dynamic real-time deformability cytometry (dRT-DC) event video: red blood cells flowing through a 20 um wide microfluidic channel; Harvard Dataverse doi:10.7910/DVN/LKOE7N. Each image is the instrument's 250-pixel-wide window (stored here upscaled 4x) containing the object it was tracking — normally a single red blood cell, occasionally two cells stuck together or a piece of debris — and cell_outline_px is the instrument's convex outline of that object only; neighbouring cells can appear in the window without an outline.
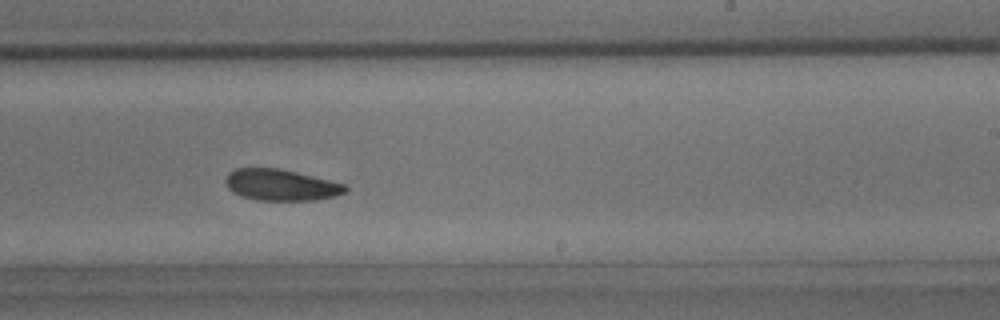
{"species": "common noctule bat (a hibernating species)", "species_latin": "Nyctalus noctula", "temperature_condition": "room temperature", "stored_images_in_passage": 38, "camera_frame_rate_fps": 3000, "um_per_image_px": 0.085, "animal": {"sex": "male", "body_mass_g": 15.6}, "frame": {"image": 1, "passage_image": 22, "time_ms": 7.0, "image_size_px": [1000, 320], "cell_outline_px": [[348, 188], [344, 192], [336, 196], [316, 200], [256, 200], [240, 196], [232, 192], [228, 188], [224, 180], [228, 172], [236, 168], [280, 168], [344, 184]], "centroid_in_image_um": [23.83, 15.72], "position_along_channel_um": 265.2, "area_um2": 21.85}}